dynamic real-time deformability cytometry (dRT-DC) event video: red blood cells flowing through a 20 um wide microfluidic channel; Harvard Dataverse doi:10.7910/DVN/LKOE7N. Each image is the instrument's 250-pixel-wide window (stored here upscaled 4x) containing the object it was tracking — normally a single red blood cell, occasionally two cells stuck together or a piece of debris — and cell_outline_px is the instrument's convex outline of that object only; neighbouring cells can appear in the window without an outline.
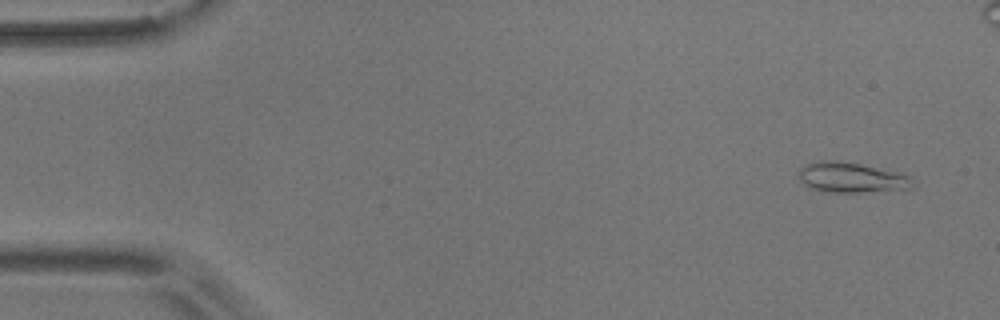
{"species": "common noctule bat (a hibernating species)", "species_latin": "Nyctalus noctula", "temperature_condition": "room temperature", "stored_images_in_passage": 56, "camera_frame_rate_fps": 3000, "um_per_image_px": 0.085, "animal": {"sex": "male", "body_mass_g": 17.9}, "frame": {"image": 1, "passage_image": 3, "time_ms": 0.667, "image_size_px": [1000, 320], "cell_outline_px": [[916, 188], [860, 192], [824, 192], [808, 188], [800, 180], [800, 168], [808, 164], [820, 160], [828, 160], [860, 164], [896, 172], [912, 176]], "centroid_in_image_um": [72.4, 15.11], "position_along_channel_um": 12.6, "area_um2": 20.0}}
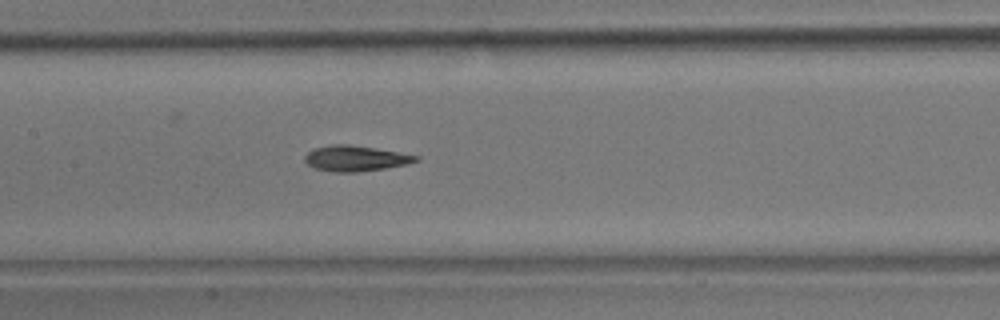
{"frame": {"image": 2, "passage_image": 26, "time_ms": 8.333, "image_size_px": [1000, 320], "cell_outline_px": [[420, 160], [408, 164], [384, 168], [356, 172], [332, 172], [316, 168], [308, 164], [304, 160], [304, 156], [312, 148], [332, 144], [348, 144], [420, 156]], "centroid_in_image_um": [30.19, 13.46], "position_along_channel_um": 177.2, "area_um2": 16.42}}
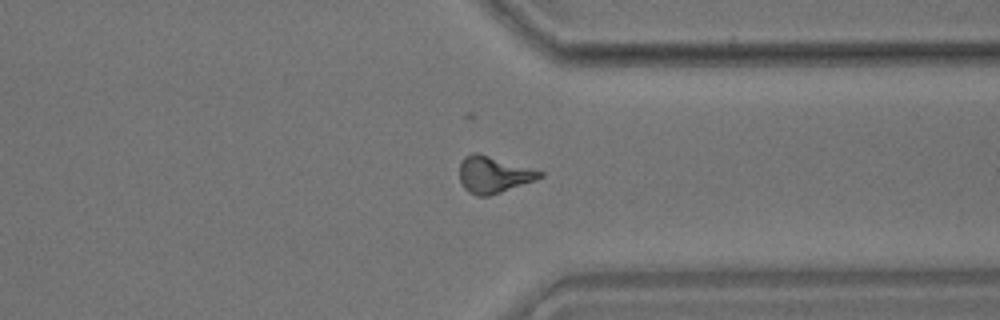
{"frame": {"image": 3, "passage_image": 42, "time_ms": 13.667, "image_size_px": [1000, 320], "cell_outline_px": [[544, 176], [500, 192], [488, 196], [476, 196], [468, 192], [464, 188], [460, 180], [460, 160], [464, 156], [472, 152], [476, 152], [544, 172]], "centroid_in_image_um": [41.89, 14.83], "position_along_channel_um": 369.5, "area_um2": 16.88}, "authors_computed_cell_mechanics": {"area_um2": 16.4152, "velocity_mm_per_s": 3.6345, "shape_relaxation_time_tau1_ms": 7.3795, "shape_relaxation_time_tau2_ms": 3.6138, "deformation_change_tau1": 0.2061, "deformation_change_tau2": 0.1172}}